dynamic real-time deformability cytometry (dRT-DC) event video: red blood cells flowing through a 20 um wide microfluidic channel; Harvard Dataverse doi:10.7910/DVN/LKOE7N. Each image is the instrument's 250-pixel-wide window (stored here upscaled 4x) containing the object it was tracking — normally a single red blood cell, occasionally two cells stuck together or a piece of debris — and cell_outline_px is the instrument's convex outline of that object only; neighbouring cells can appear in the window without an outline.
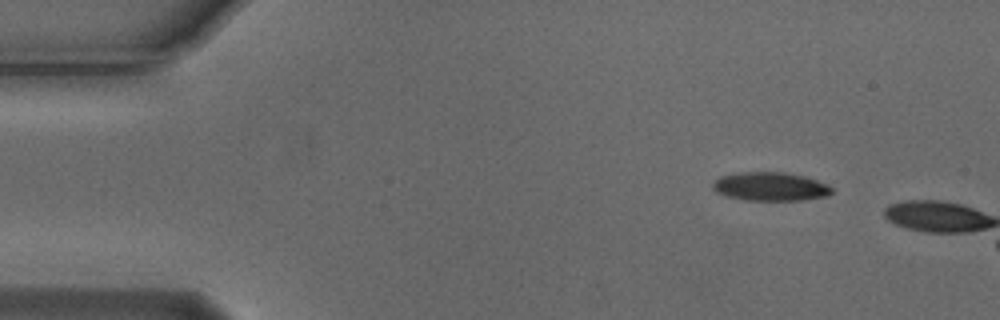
{"species": "Egyptian fruit bat (a non-hibernating species)", "species_latin": "Rousettus aegyptiacus", "temperature_condition": "cold", "stored_images_in_passage": 3, "camera_frame_rate_fps": 3000, "um_per_image_px": 0.085, "animal": {"sex": "male"}, "frame": {"image": 1, "passage_image": 1, "time_ms": 0.0, "image_size_px": [1000, 320], "cell_outline_px": [[832, 192], [828, 196], [800, 200], [744, 200], [724, 196], [716, 192], [712, 188], [712, 184], [720, 176], [736, 172], [784, 172], [804, 176], [828, 184], [832, 188]], "centroid_in_image_um": [65.45, 15.85], "position_along_channel_um": 19.5, "area_um2": 20.0}}